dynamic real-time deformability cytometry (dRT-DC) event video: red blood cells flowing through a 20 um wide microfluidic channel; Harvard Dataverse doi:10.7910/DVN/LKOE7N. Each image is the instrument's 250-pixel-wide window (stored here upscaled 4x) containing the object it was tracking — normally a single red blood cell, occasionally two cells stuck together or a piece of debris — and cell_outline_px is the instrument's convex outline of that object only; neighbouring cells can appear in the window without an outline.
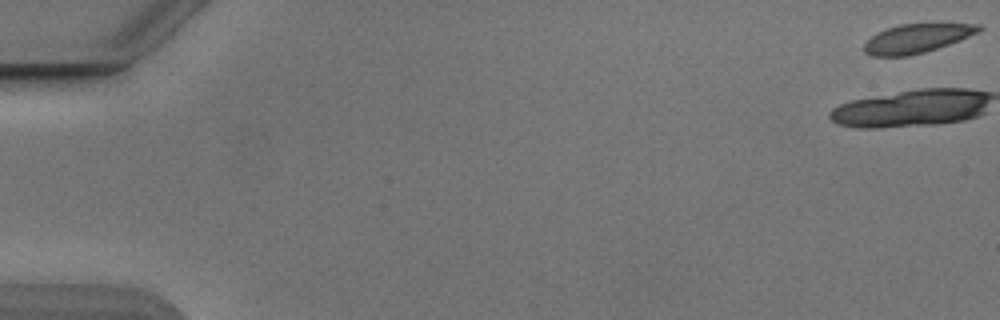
{"species": "Egyptian fruit bat (a non-hibernating species)", "species_latin": "Rousettus aegyptiacus", "temperature_condition": "cold", "stored_images_in_passage": 42, "camera_frame_rate_fps": 3000, "um_per_image_px": 0.085, "animal": {"sex": "male"}, "frame": {"image": 1, "passage_image": 1, "time_ms": 0.0, "image_size_px": [1000, 320], "cell_outline_px": [[984, 28], [968, 36], [948, 44], [924, 52], [908, 56], [872, 56], [864, 52], [864, 44], [872, 36], [888, 28], [900, 24], [980, 24]], "centroid_in_image_um": [77.9, 3.27], "position_along_channel_um": 7.1, "area_um2": 18.84}}
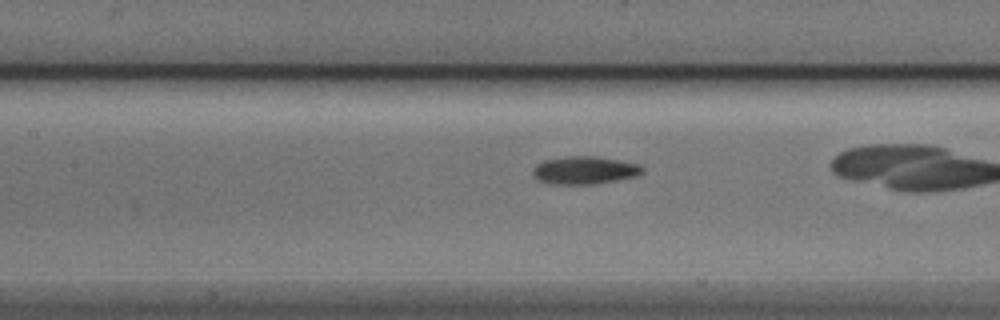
{"frame": {"image": 2, "passage_image": 24, "time_ms": 7.667, "image_size_px": [1000, 320], "cell_outline_px": [[644, 172], [636, 176], [616, 180], [592, 184], [548, 184], [536, 180], [532, 172], [532, 168], [536, 164], [544, 160], [568, 156], [596, 156], [640, 164], [644, 168]], "centroid_in_image_um": [49.66, 14.47], "position_along_channel_um": 157.7, "area_um2": 17.92}}